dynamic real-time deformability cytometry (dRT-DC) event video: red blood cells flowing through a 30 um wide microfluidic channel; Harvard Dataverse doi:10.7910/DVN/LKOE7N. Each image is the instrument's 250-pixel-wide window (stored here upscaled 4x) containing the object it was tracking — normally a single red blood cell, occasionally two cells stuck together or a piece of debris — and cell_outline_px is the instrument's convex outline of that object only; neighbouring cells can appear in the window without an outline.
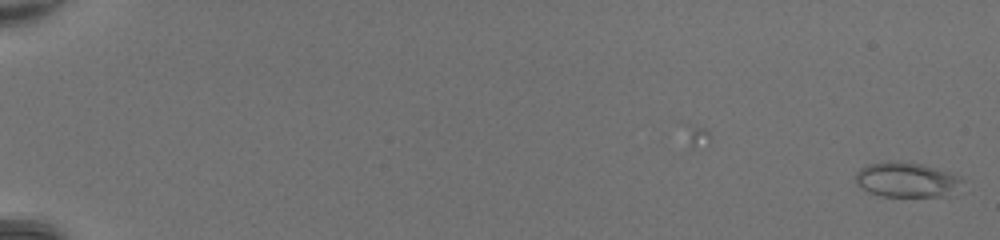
{"species": "common noctule bat (a hibernating species)", "species_latin": "Nyctalus noctula", "temperature_condition": "room temperature", "stored_images_in_passage": 6, "camera_frame_rate_fps": 3000, "um_per_image_px": 0.085, "animal": {"sex": "female", "body_mass_g": 20.0, "forearm_length_mm": 54.0}, "frame": {"image": 1, "passage_image": 6, "time_ms": 1.667, "image_size_px": [1000, 240], "cell_outline_px": [[964, 180], [948, 196], [880, 196], [868, 192], [856, 184], [856, 172], [860, 168], [868, 164], [888, 160], [900, 160], [920, 164], [948, 172], [960, 176]], "centroid_in_image_um": [77.01, 15.27], "position_along_channel_um": 8.0, "area_um2": 21.73}}